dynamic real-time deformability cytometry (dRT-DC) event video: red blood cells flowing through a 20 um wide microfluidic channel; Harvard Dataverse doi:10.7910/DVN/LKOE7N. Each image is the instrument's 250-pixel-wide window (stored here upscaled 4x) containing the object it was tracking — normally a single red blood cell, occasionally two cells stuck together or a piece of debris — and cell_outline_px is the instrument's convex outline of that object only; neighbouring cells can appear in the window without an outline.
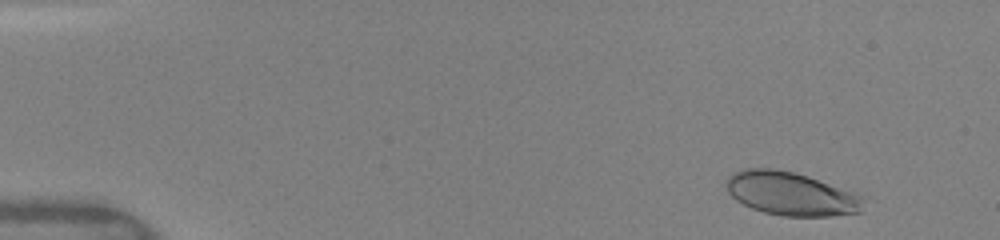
{"species": "human", "species_latin": "Homo sapiens", "temperature_condition": "warm", "stored_images_in_passage": 48, "camera_frame_rate_fps": 3000, "um_per_image_px": 0.085, "donor": {"sex": "female"}, "frame": {"image": 1, "passage_image": 3, "time_ms": 0.667, "image_size_px": [1000, 240], "cell_outline_px": [[860, 212], [832, 216], [780, 216], [764, 212], [752, 208], [736, 200], [728, 192], [724, 180], [732, 172], [744, 168], [772, 168], [792, 172], [856, 192], [860, 196]], "centroid_in_image_um": [67.15, 16.46], "position_along_channel_um": 17.9, "area_um2": 34.45}}
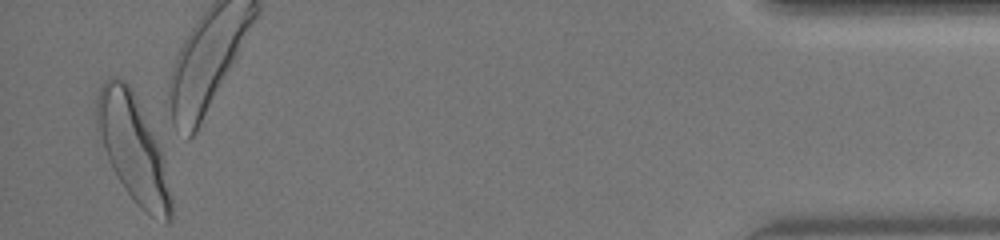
{"frame": {"image": 2, "passage_image": 47, "time_ms": 15.333, "image_size_px": [1000, 240], "cell_outline_px": [[172, 220], [168, 224], [164, 224], [144, 212], [136, 204], [112, 168], [108, 160], [96, 128], [96, 100], [100, 88], [104, 80], [108, 76], [112, 76], [124, 80], [132, 88], [160, 148], [164, 160], [172, 196]], "centroid_in_image_um": [11.32, 12.64], "position_along_channel_um": 423.9, "area_um2": 46.07}, "authors_computed_cell_mechanics": {"area_um2": 36.8186, "velocity_mm_per_s": 4.061, "shape_relaxation_time_tau1_ms": 2.8581, "shape_relaxation_time_tau2_ms": null, "deformation_change_tau1": 0.1523, "deformation_change_tau2": null}}